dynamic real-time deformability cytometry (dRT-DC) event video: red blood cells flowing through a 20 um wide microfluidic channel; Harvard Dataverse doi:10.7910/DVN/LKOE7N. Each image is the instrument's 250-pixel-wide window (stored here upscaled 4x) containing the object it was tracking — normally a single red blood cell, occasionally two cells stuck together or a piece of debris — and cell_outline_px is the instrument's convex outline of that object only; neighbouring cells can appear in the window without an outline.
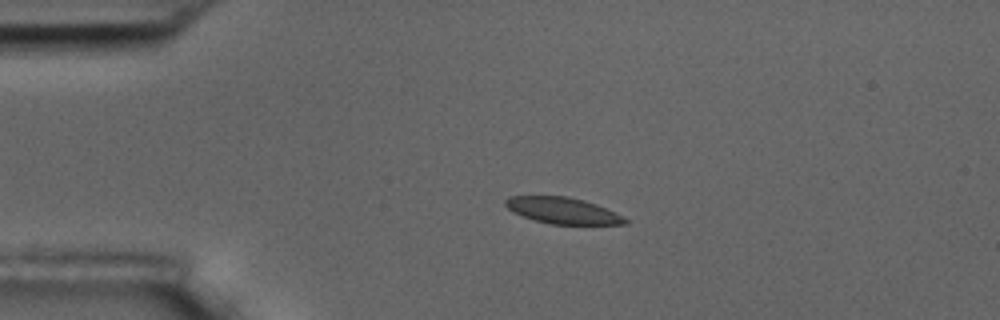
{"species": "common noctule bat (a hibernating species)", "species_latin": "Nyctalus noctula", "temperature_condition": "room temperature", "stored_images_in_passage": 3, "camera_frame_rate_fps": 3000, "um_per_image_px": 0.085, "animal": {"sex": "male", "body_mass_g": 17.5, "forearm_length_mm": 52.3}, "frame": {"image": 1, "passage_image": 1, "time_ms": 0.0, "image_size_px": [1000, 320], "cell_outline_px": [[628, 224], [552, 224], [536, 220], [512, 212], [504, 204], [504, 200], [508, 196], [568, 196], [584, 200], [596, 204], [624, 216], [628, 220]], "centroid_in_image_um": [47.83, 17.89], "position_along_channel_um": 37.2, "area_um2": 18.26}}
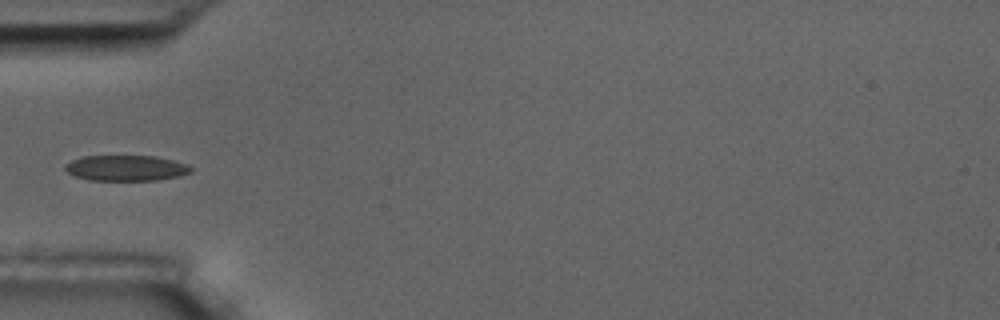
{"frame": {"image": 2, "passage_image": 3, "time_ms": 2.0, "image_size_px": [1000, 320], "cell_outline_px": [[192, 172], [180, 176], [156, 180], [88, 180], [76, 176], [68, 172], [64, 168], [72, 160], [80, 156], [156, 156], [172, 160], [184, 164], [192, 168]], "centroid_in_image_um": [10.72, 14.28], "position_along_channel_um": 74.3, "area_um2": 18.61}}